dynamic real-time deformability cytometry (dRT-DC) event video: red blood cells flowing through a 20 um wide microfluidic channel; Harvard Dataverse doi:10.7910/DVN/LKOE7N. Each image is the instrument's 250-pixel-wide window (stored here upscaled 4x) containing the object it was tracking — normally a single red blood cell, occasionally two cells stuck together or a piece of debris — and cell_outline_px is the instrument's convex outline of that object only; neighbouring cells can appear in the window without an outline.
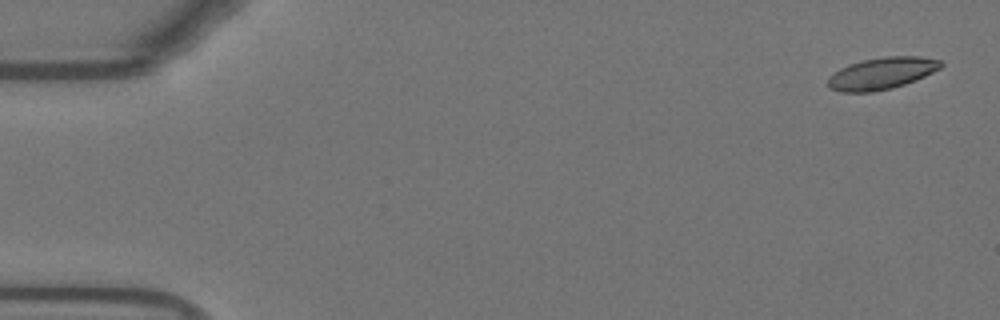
{"species": "Egyptian fruit bat (a non-hibernating species)", "species_latin": "Rousettus aegyptiacus", "temperature_condition": "warm", "stored_images_in_passage": 19, "camera_frame_rate_fps": 3000, "um_per_image_px": 0.085, "animal": {"sex": "female"}, "frame": {"image": 1, "passage_image": 1, "time_ms": 0.0, "image_size_px": [1000, 320], "cell_outline_px": [[944, 64], [940, 68], [924, 76], [904, 84], [888, 88], [868, 92], [844, 92], [832, 88], [828, 84], [828, 80], [836, 72], [852, 64], [864, 60], [888, 56], [912, 56], [940, 60]], "centroid_in_image_um": [75.0, 6.23], "position_along_channel_um": 10.0, "area_um2": 20.06}}
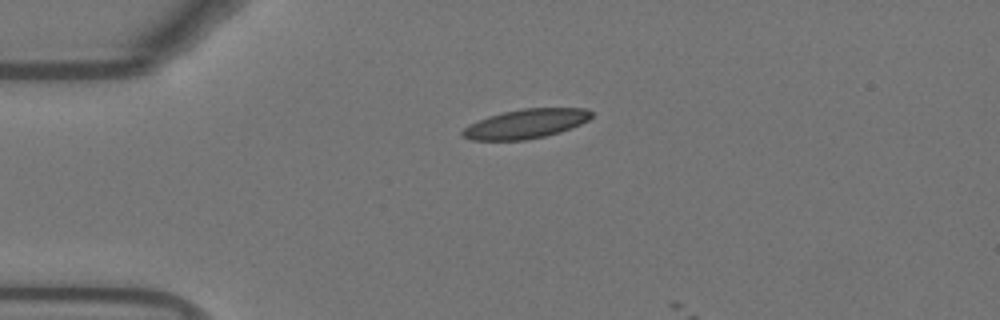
{"frame": {"image": 2, "passage_image": 12, "time_ms": 3.667, "image_size_px": [1000, 320], "cell_outline_px": [[592, 116], [588, 120], [580, 124], [544, 136], [524, 140], [476, 140], [464, 136], [460, 132], [464, 128], [480, 120], [504, 112], [524, 108], [584, 108], [592, 112]], "centroid_in_image_um": [44.72, 10.51], "position_along_channel_um": 40.3, "area_um2": 21.33}}
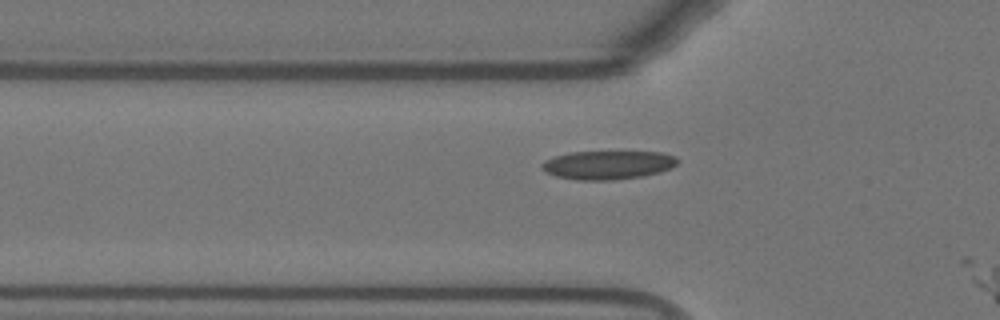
{"frame": {"image": 3, "passage_image": 17, "time_ms": 5.333, "image_size_px": [1000, 320], "cell_outline_px": [[676, 164], [668, 168], [656, 172], [640, 176], [600, 180], [592, 180], [560, 176], [548, 172], [544, 168], [544, 164], [548, 160], [556, 156], [576, 152], [656, 152], [672, 156], [676, 160]], "centroid_in_image_um": [51.7, 14.0], "position_along_channel_um": 74.1, "area_um2": 21.15}}